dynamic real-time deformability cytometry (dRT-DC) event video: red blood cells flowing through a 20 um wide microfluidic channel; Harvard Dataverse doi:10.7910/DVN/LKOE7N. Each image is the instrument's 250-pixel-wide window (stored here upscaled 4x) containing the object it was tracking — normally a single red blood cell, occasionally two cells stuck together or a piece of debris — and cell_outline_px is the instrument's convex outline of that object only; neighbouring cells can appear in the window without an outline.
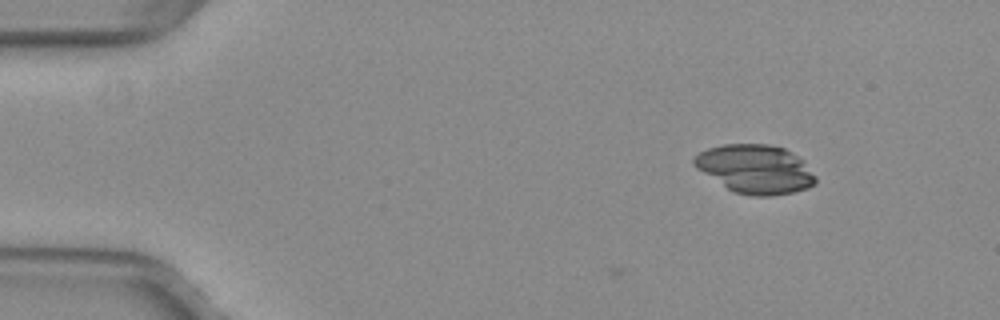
{"species": "common noctule bat (a hibernating species)", "species_latin": "Nyctalus noctula", "temperature_condition": "warm", "stored_images_in_passage": 6, "camera_frame_rate_fps": 3000, "um_per_image_px": 0.085, "animal": {"sex": "female", "body_mass_g": 29.2, "forearm_length_mm": 56.3}, "frame": {"image": 1, "passage_image": 6, "time_ms": 1.667, "image_size_px": [1000, 320], "cell_outline_px": [[816, 184], [808, 188], [792, 192], [772, 196], [752, 196], [736, 192], [728, 188], [696, 168], [692, 164], [692, 160], [700, 152], [708, 148], [724, 144], [768, 144], [784, 148], [792, 152], [804, 160], [816, 176]], "centroid_in_image_um": [64.24, 14.36], "position_along_channel_um": 20.8, "area_um2": 34.45}}